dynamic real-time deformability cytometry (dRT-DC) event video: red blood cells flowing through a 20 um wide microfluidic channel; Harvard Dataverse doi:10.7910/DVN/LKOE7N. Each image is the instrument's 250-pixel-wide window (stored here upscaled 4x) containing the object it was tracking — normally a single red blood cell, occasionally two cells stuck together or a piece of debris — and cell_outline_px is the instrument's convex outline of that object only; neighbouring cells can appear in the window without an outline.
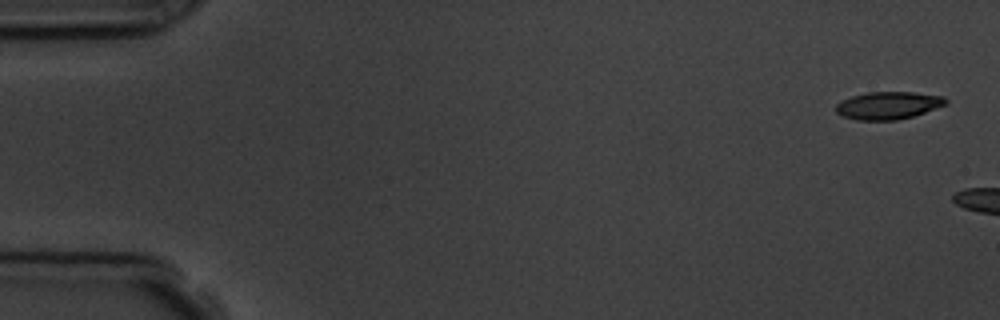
{"species": "common noctule bat (a hibernating species)", "species_latin": "Nyctalus noctula", "temperature_condition": "room temperature", "stored_images_in_passage": 3, "camera_frame_rate_fps": 3000, "um_per_image_px": 0.085, "animal": {"sex": "male", "body_mass_g": 19.5, "forearm_length_mm": 54.6}, "frame": {"image": 1, "passage_image": 1, "time_ms": 0.0, "image_size_px": [1000, 320], "cell_outline_px": [[948, 104], [912, 116], [896, 120], [856, 120], [844, 116], [836, 112], [836, 104], [852, 96], [868, 92], [912, 92], [944, 96], [948, 100]], "centroid_in_image_um": [75.53, 8.96], "position_along_channel_um": 9.5, "area_um2": 17.51}}